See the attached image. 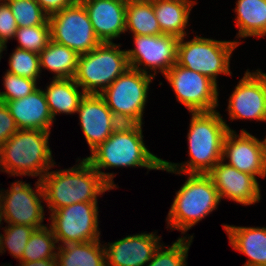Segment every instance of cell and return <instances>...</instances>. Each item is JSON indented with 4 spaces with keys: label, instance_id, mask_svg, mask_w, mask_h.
Here are the masks:
<instances>
[{
    "label": "cell",
    "instance_id": "33",
    "mask_svg": "<svg viewBox=\"0 0 266 266\" xmlns=\"http://www.w3.org/2000/svg\"><path fill=\"white\" fill-rule=\"evenodd\" d=\"M7 227L4 229L5 235L2 234L1 251L5 252L4 249L8 248L12 256L20 261L26 244L35 228L22 224H8Z\"/></svg>",
    "mask_w": 266,
    "mask_h": 266
},
{
    "label": "cell",
    "instance_id": "39",
    "mask_svg": "<svg viewBox=\"0 0 266 266\" xmlns=\"http://www.w3.org/2000/svg\"><path fill=\"white\" fill-rule=\"evenodd\" d=\"M5 48H7L6 45H4L1 41H0V59H1V53L5 50Z\"/></svg>",
    "mask_w": 266,
    "mask_h": 266
},
{
    "label": "cell",
    "instance_id": "3",
    "mask_svg": "<svg viewBox=\"0 0 266 266\" xmlns=\"http://www.w3.org/2000/svg\"><path fill=\"white\" fill-rule=\"evenodd\" d=\"M75 166L48 171L42 177L45 201L51 212L74 203L97 202L99 195L113 189L85 158Z\"/></svg>",
    "mask_w": 266,
    "mask_h": 266
},
{
    "label": "cell",
    "instance_id": "40",
    "mask_svg": "<svg viewBox=\"0 0 266 266\" xmlns=\"http://www.w3.org/2000/svg\"><path fill=\"white\" fill-rule=\"evenodd\" d=\"M76 3H84L86 1H89V0H74Z\"/></svg>",
    "mask_w": 266,
    "mask_h": 266
},
{
    "label": "cell",
    "instance_id": "41",
    "mask_svg": "<svg viewBox=\"0 0 266 266\" xmlns=\"http://www.w3.org/2000/svg\"><path fill=\"white\" fill-rule=\"evenodd\" d=\"M1 224V223H0ZM1 241H2V234H0V253H3L2 251H1Z\"/></svg>",
    "mask_w": 266,
    "mask_h": 266
},
{
    "label": "cell",
    "instance_id": "23",
    "mask_svg": "<svg viewBox=\"0 0 266 266\" xmlns=\"http://www.w3.org/2000/svg\"><path fill=\"white\" fill-rule=\"evenodd\" d=\"M44 91L46 102L53 120L58 113L73 114L77 112L85 92H80V86L74 78L53 79Z\"/></svg>",
    "mask_w": 266,
    "mask_h": 266
},
{
    "label": "cell",
    "instance_id": "17",
    "mask_svg": "<svg viewBox=\"0 0 266 266\" xmlns=\"http://www.w3.org/2000/svg\"><path fill=\"white\" fill-rule=\"evenodd\" d=\"M207 175L212 179L220 199L228 198L243 205H252L260 201L257 179L251 174L240 172L223 160L219 161Z\"/></svg>",
    "mask_w": 266,
    "mask_h": 266
},
{
    "label": "cell",
    "instance_id": "10",
    "mask_svg": "<svg viewBox=\"0 0 266 266\" xmlns=\"http://www.w3.org/2000/svg\"><path fill=\"white\" fill-rule=\"evenodd\" d=\"M97 202H79L50 214V228L62 245L99 240Z\"/></svg>",
    "mask_w": 266,
    "mask_h": 266
},
{
    "label": "cell",
    "instance_id": "12",
    "mask_svg": "<svg viewBox=\"0 0 266 266\" xmlns=\"http://www.w3.org/2000/svg\"><path fill=\"white\" fill-rule=\"evenodd\" d=\"M176 99L189 112L214 111L218 106V86L208 76L180 65H173L164 75Z\"/></svg>",
    "mask_w": 266,
    "mask_h": 266
},
{
    "label": "cell",
    "instance_id": "19",
    "mask_svg": "<svg viewBox=\"0 0 266 266\" xmlns=\"http://www.w3.org/2000/svg\"><path fill=\"white\" fill-rule=\"evenodd\" d=\"M88 13L97 38L112 43L125 33L127 0H89L82 3Z\"/></svg>",
    "mask_w": 266,
    "mask_h": 266
},
{
    "label": "cell",
    "instance_id": "27",
    "mask_svg": "<svg viewBox=\"0 0 266 266\" xmlns=\"http://www.w3.org/2000/svg\"><path fill=\"white\" fill-rule=\"evenodd\" d=\"M125 30L133 35L162 34L151 0H127Z\"/></svg>",
    "mask_w": 266,
    "mask_h": 266
},
{
    "label": "cell",
    "instance_id": "7",
    "mask_svg": "<svg viewBox=\"0 0 266 266\" xmlns=\"http://www.w3.org/2000/svg\"><path fill=\"white\" fill-rule=\"evenodd\" d=\"M154 77L128 68L100 95L113 115L125 124H143L149 85Z\"/></svg>",
    "mask_w": 266,
    "mask_h": 266
},
{
    "label": "cell",
    "instance_id": "20",
    "mask_svg": "<svg viewBox=\"0 0 266 266\" xmlns=\"http://www.w3.org/2000/svg\"><path fill=\"white\" fill-rule=\"evenodd\" d=\"M18 129L50 131L54 120L49 111L44 90L37 88L24 98L4 102Z\"/></svg>",
    "mask_w": 266,
    "mask_h": 266
},
{
    "label": "cell",
    "instance_id": "2",
    "mask_svg": "<svg viewBox=\"0 0 266 266\" xmlns=\"http://www.w3.org/2000/svg\"><path fill=\"white\" fill-rule=\"evenodd\" d=\"M191 115L187 135L189 161L179 165L163 160L161 170L174 174H207L222 160L224 138L228 131L234 130L226 124L217 110L191 112Z\"/></svg>",
    "mask_w": 266,
    "mask_h": 266
},
{
    "label": "cell",
    "instance_id": "9",
    "mask_svg": "<svg viewBox=\"0 0 266 266\" xmlns=\"http://www.w3.org/2000/svg\"><path fill=\"white\" fill-rule=\"evenodd\" d=\"M50 40L65 45L82 55L92 51L100 43L82 3L71 6L49 16Z\"/></svg>",
    "mask_w": 266,
    "mask_h": 266
},
{
    "label": "cell",
    "instance_id": "4",
    "mask_svg": "<svg viewBox=\"0 0 266 266\" xmlns=\"http://www.w3.org/2000/svg\"><path fill=\"white\" fill-rule=\"evenodd\" d=\"M51 131L19 129L0 148V171L12 176L42 177L55 162L49 148Z\"/></svg>",
    "mask_w": 266,
    "mask_h": 266
},
{
    "label": "cell",
    "instance_id": "26",
    "mask_svg": "<svg viewBox=\"0 0 266 266\" xmlns=\"http://www.w3.org/2000/svg\"><path fill=\"white\" fill-rule=\"evenodd\" d=\"M39 57L40 67L55 73L54 79L75 77L79 55L67 46L49 40Z\"/></svg>",
    "mask_w": 266,
    "mask_h": 266
},
{
    "label": "cell",
    "instance_id": "15",
    "mask_svg": "<svg viewBox=\"0 0 266 266\" xmlns=\"http://www.w3.org/2000/svg\"><path fill=\"white\" fill-rule=\"evenodd\" d=\"M256 71L247 70L229 97L230 120L266 121V74Z\"/></svg>",
    "mask_w": 266,
    "mask_h": 266
},
{
    "label": "cell",
    "instance_id": "1",
    "mask_svg": "<svg viewBox=\"0 0 266 266\" xmlns=\"http://www.w3.org/2000/svg\"><path fill=\"white\" fill-rule=\"evenodd\" d=\"M91 166L114 189L113 173L100 171L106 168L145 167L148 170H161L163 159L151 153L145 146L142 124L121 123L110 137L85 158Z\"/></svg>",
    "mask_w": 266,
    "mask_h": 266
},
{
    "label": "cell",
    "instance_id": "32",
    "mask_svg": "<svg viewBox=\"0 0 266 266\" xmlns=\"http://www.w3.org/2000/svg\"><path fill=\"white\" fill-rule=\"evenodd\" d=\"M14 38L19 43L17 48L39 54L50 40V26L20 27L17 29Z\"/></svg>",
    "mask_w": 266,
    "mask_h": 266
},
{
    "label": "cell",
    "instance_id": "36",
    "mask_svg": "<svg viewBox=\"0 0 266 266\" xmlns=\"http://www.w3.org/2000/svg\"><path fill=\"white\" fill-rule=\"evenodd\" d=\"M18 130L7 105L4 102H0V148Z\"/></svg>",
    "mask_w": 266,
    "mask_h": 266
},
{
    "label": "cell",
    "instance_id": "18",
    "mask_svg": "<svg viewBox=\"0 0 266 266\" xmlns=\"http://www.w3.org/2000/svg\"><path fill=\"white\" fill-rule=\"evenodd\" d=\"M155 233L129 235L105 245L106 266H144L160 245Z\"/></svg>",
    "mask_w": 266,
    "mask_h": 266
},
{
    "label": "cell",
    "instance_id": "28",
    "mask_svg": "<svg viewBox=\"0 0 266 266\" xmlns=\"http://www.w3.org/2000/svg\"><path fill=\"white\" fill-rule=\"evenodd\" d=\"M57 240L52 229L46 225L35 229L31 234L20 261H39L47 258H56Z\"/></svg>",
    "mask_w": 266,
    "mask_h": 266
},
{
    "label": "cell",
    "instance_id": "21",
    "mask_svg": "<svg viewBox=\"0 0 266 266\" xmlns=\"http://www.w3.org/2000/svg\"><path fill=\"white\" fill-rule=\"evenodd\" d=\"M223 227L233 249L249 257L244 266H266V227Z\"/></svg>",
    "mask_w": 266,
    "mask_h": 266
},
{
    "label": "cell",
    "instance_id": "24",
    "mask_svg": "<svg viewBox=\"0 0 266 266\" xmlns=\"http://www.w3.org/2000/svg\"><path fill=\"white\" fill-rule=\"evenodd\" d=\"M104 246L101 245L100 240L58 245L56 265L106 266V251Z\"/></svg>",
    "mask_w": 266,
    "mask_h": 266
},
{
    "label": "cell",
    "instance_id": "11",
    "mask_svg": "<svg viewBox=\"0 0 266 266\" xmlns=\"http://www.w3.org/2000/svg\"><path fill=\"white\" fill-rule=\"evenodd\" d=\"M35 185L36 191L30 184L16 181L10 190L0 191V223L4 219L8 224L28 225L35 229L45 226L42 224L44 207L40 199L45 201V196L41 180Z\"/></svg>",
    "mask_w": 266,
    "mask_h": 266
},
{
    "label": "cell",
    "instance_id": "13",
    "mask_svg": "<svg viewBox=\"0 0 266 266\" xmlns=\"http://www.w3.org/2000/svg\"><path fill=\"white\" fill-rule=\"evenodd\" d=\"M135 49L126 50L130 68L145 74L150 73L154 78L158 72L165 75L177 63V48L179 38L171 35H133ZM145 68H140L139 66Z\"/></svg>",
    "mask_w": 266,
    "mask_h": 266
},
{
    "label": "cell",
    "instance_id": "38",
    "mask_svg": "<svg viewBox=\"0 0 266 266\" xmlns=\"http://www.w3.org/2000/svg\"><path fill=\"white\" fill-rule=\"evenodd\" d=\"M19 263V266H57L56 258H47L39 261H20Z\"/></svg>",
    "mask_w": 266,
    "mask_h": 266
},
{
    "label": "cell",
    "instance_id": "31",
    "mask_svg": "<svg viewBox=\"0 0 266 266\" xmlns=\"http://www.w3.org/2000/svg\"><path fill=\"white\" fill-rule=\"evenodd\" d=\"M10 69L7 72L35 80L37 82L41 73L40 57L24 49L16 48L9 59Z\"/></svg>",
    "mask_w": 266,
    "mask_h": 266
},
{
    "label": "cell",
    "instance_id": "22",
    "mask_svg": "<svg viewBox=\"0 0 266 266\" xmlns=\"http://www.w3.org/2000/svg\"><path fill=\"white\" fill-rule=\"evenodd\" d=\"M156 19L162 34L182 38L186 36L185 28L188 24L192 7L196 4L192 0H151Z\"/></svg>",
    "mask_w": 266,
    "mask_h": 266
},
{
    "label": "cell",
    "instance_id": "5",
    "mask_svg": "<svg viewBox=\"0 0 266 266\" xmlns=\"http://www.w3.org/2000/svg\"><path fill=\"white\" fill-rule=\"evenodd\" d=\"M220 201L219 193L207 174H189L186 182L176 192L166 218L167 224L171 230L185 234L216 210Z\"/></svg>",
    "mask_w": 266,
    "mask_h": 266
},
{
    "label": "cell",
    "instance_id": "6",
    "mask_svg": "<svg viewBox=\"0 0 266 266\" xmlns=\"http://www.w3.org/2000/svg\"><path fill=\"white\" fill-rule=\"evenodd\" d=\"M120 44L100 43L92 51L79 55L75 82L86 94H100L129 66L126 50Z\"/></svg>",
    "mask_w": 266,
    "mask_h": 266
},
{
    "label": "cell",
    "instance_id": "8",
    "mask_svg": "<svg viewBox=\"0 0 266 266\" xmlns=\"http://www.w3.org/2000/svg\"><path fill=\"white\" fill-rule=\"evenodd\" d=\"M238 41H220L195 36L184 42L179 39L177 48V65L197 71L217 83V75H231L230 57L239 45Z\"/></svg>",
    "mask_w": 266,
    "mask_h": 266
},
{
    "label": "cell",
    "instance_id": "25",
    "mask_svg": "<svg viewBox=\"0 0 266 266\" xmlns=\"http://www.w3.org/2000/svg\"><path fill=\"white\" fill-rule=\"evenodd\" d=\"M234 11L239 28L237 38L266 35V0H238Z\"/></svg>",
    "mask_w": 266,
    "mask_h": 266
},
{
    "label": "cell",
    "instance_id": "35",
    "mask_svg": "<svg viewBox=\"0 0 266 266\" xmlns=\"http://www.w3.org/2000/svg\"><path fill=\"white\" fill-rule=\"evenodd\" d=\"M18 29L16 19L5 0H0V41L6 45L7 41L14 38Z\"/></svg>",
    "mask_w": 266,
    "mask_h": 266
},
{
    "label": "cell",
    "instance_id": "29",
    "mask_svg": "<svg viewBox=\"0 0 266 266\" xmlns=\"http://www.w3.org/2000/svg\"><path fill=\"white\" fill-rule=\"evenodd\" d=\"M16 19L18 28L49 25V16L36 0H5Z\"/></svg>",
    "mask_w": 266,
    "mask_h": 266
},
{
    "label": "cell",
    "instance_id": "14",
    "mask_svg": "<svg viewBox=\"0 0 266 266\" xmlns=\"http://www.w3.org/2000/svg\"><path fill=\"white\" fill-rule=\"evenodd\" d=\"M240 172L255 178L266 177V137L260 141L249 132L241 129L240 135L228 131L223 141L222 160Z\"/></svg>",
    "mask_w": 266,
    "mask_h": 266
},
{
    "label": "cell",
    "instance_id": "37",
    "mask_svg": "<svg viewBox=\"0 0 266 266\" xmlns=\"http://www.w3.org/2000/svg\"><path fill=\"white\" fill-rule=\"evenodd\" d=\"M43 11L51 16L54 13L60 12L62 9L71 6L74 0H36Z\"/></svg>",
    "mask_w": 266,
    "mask_h": 266
},
{
    "label": "cell",
    "instance_id": "16",
    "mask_svg": "<svg viewBox=\"0 0 266 266\" xmlns=\"http://www.w3.org/2000/svg\"><path fill=\"white\" fill-rule=\"evenodd\" d=\"M76 113H79L81 129L90 152L105 142L121 124L100 94H85Z\"/></svg>",
    "mask_w": 266,
    "mask_h": 266
},
{
    "label": "cell",
    "instance_id": "30",
    "mask_svg": "<svg viewBox=\"0 0 266 266\" xmlns=\"http://www.w3.org/2000/svg\"><path fill=\"white\" fill-rule=\"evenodd\" d=\"M192 240L193 235L180 237L167 249L160 244L146 266H186Z\"/></svg>",
    "mask_w": 266,
    "mask_h": 266
},
{
    "label": "cell",
    "instance_id": "34",
    "mask_svg": "<svg viewBox=\"0 0 266 266\" xmlns=\"http://www.w3.org/2000/svg\"><path fill=\"white\" fill-rule=\"evenodd\" d=\"M3 78L6 91L0 92V102L24 98L38 88L35 80L9 72H6Z\"/></svg>",
    "mask_w": 266,
    "mask_h": 266
}]
</instances>
